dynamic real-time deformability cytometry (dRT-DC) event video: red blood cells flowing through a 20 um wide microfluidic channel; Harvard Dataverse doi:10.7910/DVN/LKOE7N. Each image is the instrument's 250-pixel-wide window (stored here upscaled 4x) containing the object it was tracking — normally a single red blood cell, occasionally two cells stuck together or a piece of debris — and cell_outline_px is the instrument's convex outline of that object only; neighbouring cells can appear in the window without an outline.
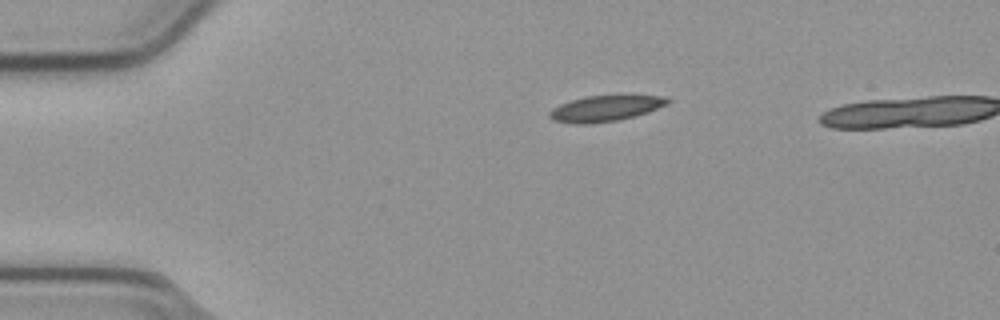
{"species": "common noctule bat (a hibernating species)", "species_latin": "Nyctalus noctula", "temperature_condition": "cold", "stored_images_in_passage": 40, "camera_frame_rate_fps": 3000, "um_per_image_px": 0.085, "animal": {"sex": "male", "body_mass_g": 23.1, "forearm_length_mm": 52.7}, "frame": {"image": 1, "passage_image": 1, "time_ms": 0.0, "image_size_px": [1000, 320], "cell_outline_px": [[672, 100], [668, 104], [648, 112], [636, 116], [620, 120], [584, 124], [576, 124], [552, 120], [548, 116], [548, 112], [552, 108], [560, 104], [572, 100], [588, 96], [620, 92], [624, 92], [668, 96]], "centroid_in_image_um": [51.58, 9.15], "position_along_channel_um": 33.4, "area_um2": 18.96}}
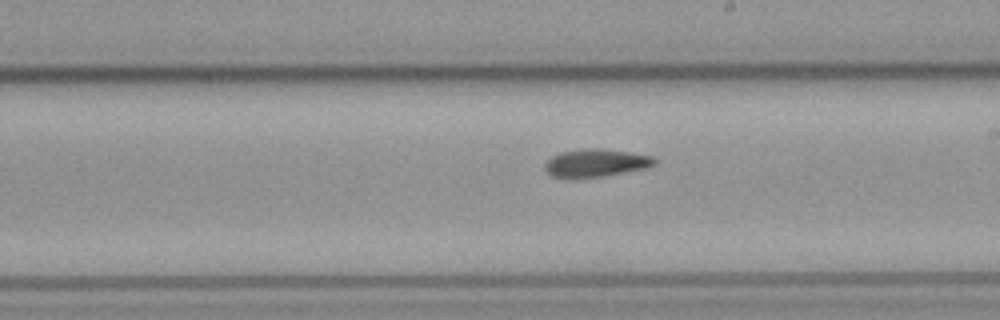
{"frame": {"image": 2, "passage_image": 21, "time_ms": 6.667, "image_size_px": [1000, 320], "cell_outline_px": [[656, 164], [644, 168], [600, 176], [568, 180], [564, 180], [552, 176], [544, 168], [544, 164], [552, 156], [560, 152], [584, 148], [600, 148], [628, 152], [652, 156], [656, 160]], "centroid_in_image_um": [50.56, 13.86], "position_along_channel_um": 238.4, "area_um2": 17.92}}
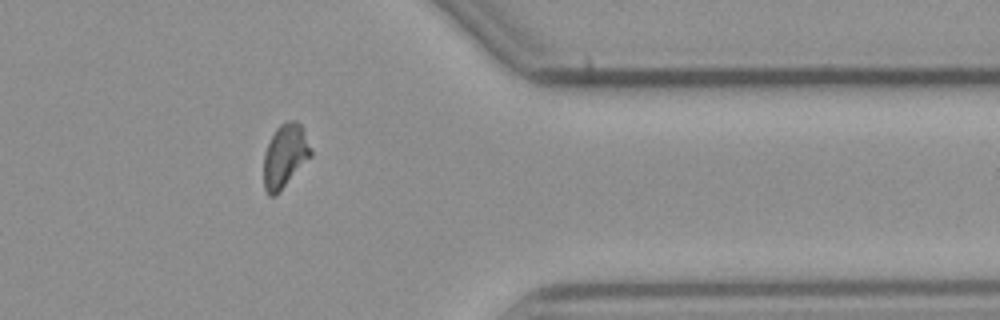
{"frame": {"image": 3, "passage_image": 34, "time_ms": 11.0, "image_size_px": [1000, 320], "cell_outline_px": [[312, 156], [276, 196], [268, 196], [264, 188], [264, 152], [276, 128], [280, 124], [288, 120], [296, 120], [300, 124], [304, 132], [312, 152]], "centroid_in_image_um": [24.22, 13.27], "position_along_channel_um": 387.2, "area_um2": 17.46}, "authors_computed_cell_mechanics": {"area_um2": 17.8024, "velocity_mm_per_s": 3.7835, "shape_relaxation_time_tau1_ms": 10.5527, "shape_relaxation_time_tau2_ms": null, "deformation_change_tau1": 0.2038, "deformation_change_tau2": null}}